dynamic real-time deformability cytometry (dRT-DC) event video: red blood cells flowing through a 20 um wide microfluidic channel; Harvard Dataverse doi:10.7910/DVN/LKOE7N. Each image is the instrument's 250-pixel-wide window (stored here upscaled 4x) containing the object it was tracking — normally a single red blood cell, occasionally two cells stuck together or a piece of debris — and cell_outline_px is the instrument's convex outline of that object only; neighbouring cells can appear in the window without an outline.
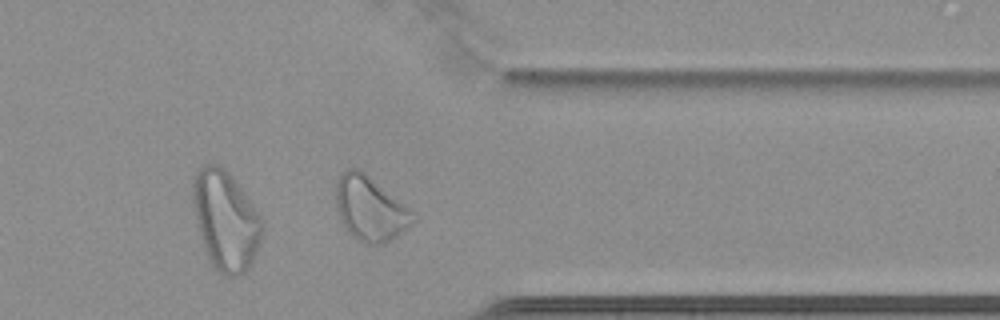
{"species": "common noctule bat (a hibernating species)", "species_latin": "Nyctalus noctula", "temperature_condition": "cold", "stored_images_in_passage": 42, "camera_frame_rate_fps": 3000, "um_per_image_px": 0.085, "animal": {"sex": "female", "body_mass_g": 22.7, "forearm_length_mm": 54.2}, "frame": {"image": 1, "passage_image": 30, "time_ms": 9.667, "image_size_px": [1000, 320], "cell_outline_px": [[420, 216], [408, 228], [392, 240], [384, 244], [364, 244], [352, 236], [348, 232], [340, 216], [336, 204], [336, 180], [348, 168], [356, 168], [364, 172]], "centroid_in_image_um": [31.51, 17.76], "position_along_channel_um": 379.9, "area_um2": 29.02}, "authors_computed_cell_mechanics": {"area_um2": 23.0044, "velocity_mm_per_s": 3.4166, "shape_relaxation_time_tau1_ms": null, "shape_relaxation_time_tau2_ms": 2.7087, "deformation_change_tau1": null, "deformation_change_tau2": 0.0846}}